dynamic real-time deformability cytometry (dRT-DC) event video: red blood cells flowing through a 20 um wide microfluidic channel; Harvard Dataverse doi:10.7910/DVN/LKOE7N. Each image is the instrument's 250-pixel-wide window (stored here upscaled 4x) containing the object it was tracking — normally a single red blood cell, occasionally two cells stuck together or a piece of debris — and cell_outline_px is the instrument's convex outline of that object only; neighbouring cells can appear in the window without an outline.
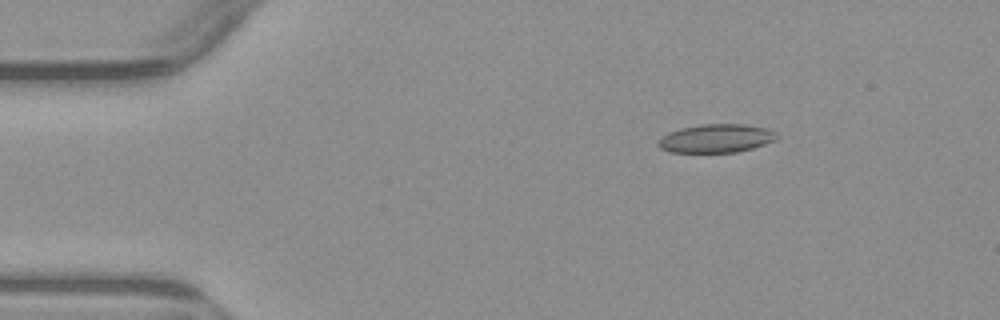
{"species": "common noctule bat (a hibernating species)", "species_latin": "Nyctalus noctula", "temperature_condition": "warm", "stored_images_in_passage": 6, "camera_frame_rate_fps": 3000, "um_per_image_px": 0.085, "animal": {"sex": "male", "body_mass_g": 23.1, "forearm_length_mm": 52.7}, "frame": {"image": 1, "passage_image": 3, "time_ms": 2.333, "image_size_px": [1000, 320], "cell_outline_px": [[780, 136], [776, 140], [752, 148], [736, 152], [668, 152], [660, 148], [656, 144], [656, 140], [660, 136], [668, 132], [680, 128], [700, 124], [744, 124], [764, 128], [776, 132]], "centroid_in_image_um": [60.82, 11.76], "position_along_channel_um": 24.2, "area_um2": 19.88}}